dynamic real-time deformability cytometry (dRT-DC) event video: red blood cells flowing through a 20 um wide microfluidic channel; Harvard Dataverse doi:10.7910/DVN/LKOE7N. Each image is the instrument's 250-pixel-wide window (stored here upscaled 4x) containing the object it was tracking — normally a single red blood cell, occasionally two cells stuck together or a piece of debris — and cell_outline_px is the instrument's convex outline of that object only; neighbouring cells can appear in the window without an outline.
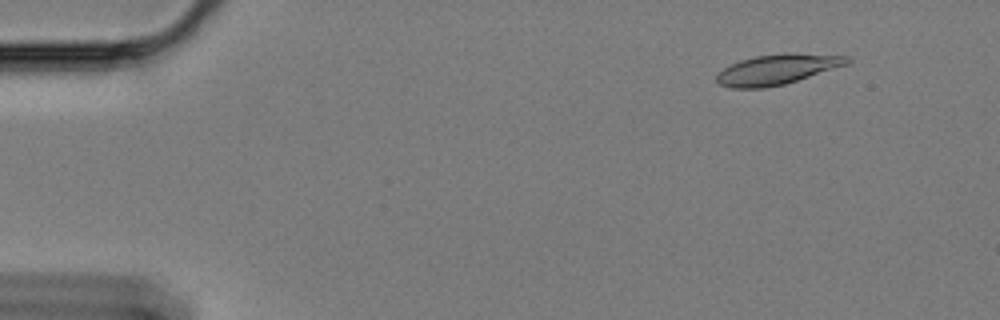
{"species": "Egyptian fruit bat (a non-hibernating species)", "species_latin": "Rousettus aegyptiacus", "temperature_condition": "cold", "stored_images_in_passage": 45, "camera_frame_rate_fps": 3000, "um_per_image_px": 0.085, "animal": {"sex": "female"}, "frame": {"image": 1, "passage_image": 4, "time_ms": 1.0, "image_size_px": [1000, 320], "cell_outline_px": [[852, 60], [848, 64], [784, 84], [764, 88], [728, 88], [720, 84], [716, 80], [716, 76], [724, 68], [740, 60], [756, 56], [784, 52], [792, 52], [848, 56]], "centroid_in_image_um": [66.07, 5.88], "position_along_channel_um": 18.9, "area_um2": 22.95}}
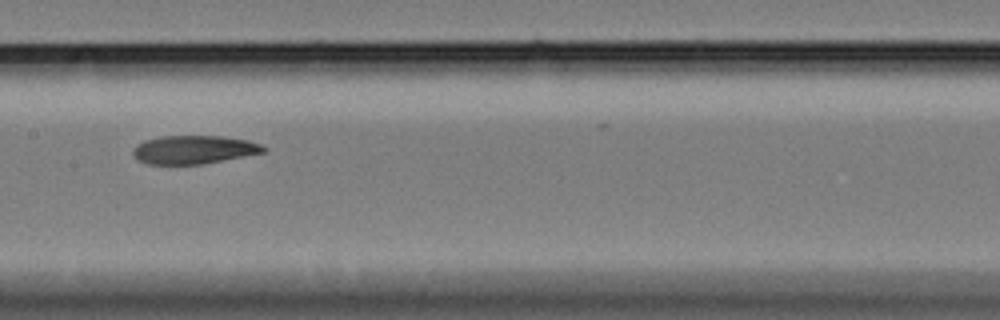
{"frame": {"image": 2, "passage_image": 28, "time_ms": 9.0, "image_size_px": [1000, 320], "cell_outline_px": [[268, 148], [264, 152], [244, 156], [200, 164], [148, 164], [140, 160], [132, 152], [132, 148], [136, 144], [144, 140], [160, 136], [220, 136], [248, 140], [260, 144]], "centroid_in_image_um": [16.46, 12.71], "position_along_channel_um": 190.9, "area_um2": 21.44}}
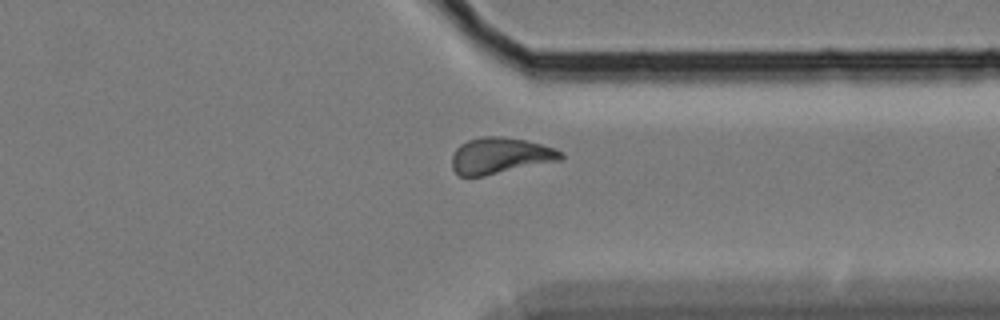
{"frame": {"image": 3, "passage_image": 44, "time_ms": 14.333, "image_size_px": [1000, 320], "cell_outline_px": [[564, 160], [484, 176], [460, 176], [452, 168], [452, 156], [456, 148], [460, 144], [468, 140], [484, 136], [500, 136], [524, 140], [556, 148], [564, 152]], "centroid_in_image_um": [42.56, 13.24], "position_along_channel_um": 368.8, "area_um2": 23.18}}